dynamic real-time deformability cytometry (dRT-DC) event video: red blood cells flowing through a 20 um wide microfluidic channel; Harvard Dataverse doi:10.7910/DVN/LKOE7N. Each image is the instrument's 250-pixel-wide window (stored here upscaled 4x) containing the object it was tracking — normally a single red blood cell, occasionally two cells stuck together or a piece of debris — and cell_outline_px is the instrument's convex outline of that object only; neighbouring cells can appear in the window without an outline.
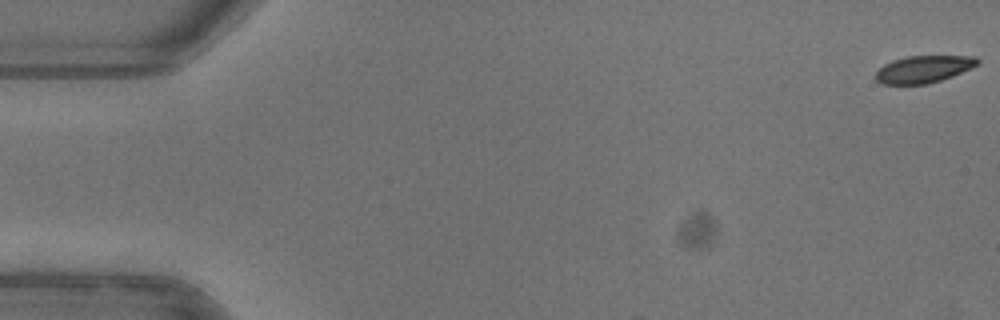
{"species": "common noctule bat (a hibernating species)", "species_latin": "Nyctalus noctula", "temperature_condition": "warm", "stored_images_in_passage": 15, "camera_frame_rate_fps": 3000, "um_per_image_px": 0.085, "animal": {"sex": "female"}, "frame": {"image": 1, "passage_image": 1, "time_ms": 0.0, "image_size_px": [1000, 320], "cell_outline_px": [[980, 64], [952, 76], [928, 84], [884, 84], [876, 80], [876, 72], [884, 64], [892, 60], [908, 56], [976, 56], [980, 60]], "centroid_in_image_um": [78.53, 5.87], "position_along_channel_um": 6.5, "area_um2": 16.07}}
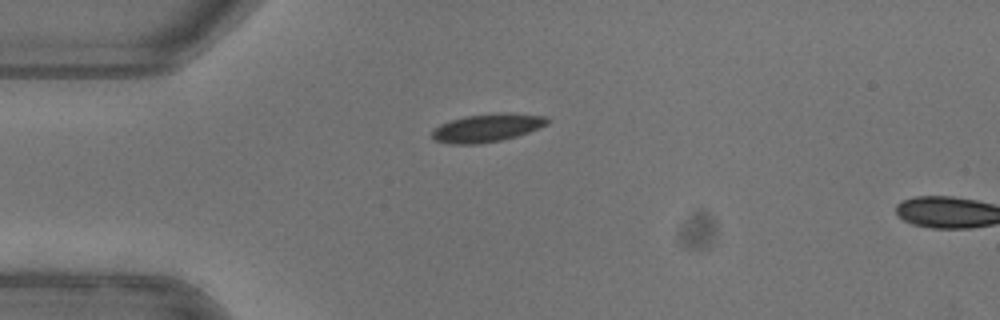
{"frame": {"image": 2, "passage_image": 14, "time_ms": 4.333, "image_size_px": [1000, 320], "cell_outline_px": [[548, 124], [528, 132], [516, 136], [500, 140], [476, 144], [452, 144], [436, 140], [432, 136], [432, 128], [440, 124], [464, 116], [500, 112], [504, 112], [544, 116], [548, 120]], "centroid_in_image_um": [41.38, 10.86], "position_along_channel_um": 43.6, "area_um2": 18.73}}